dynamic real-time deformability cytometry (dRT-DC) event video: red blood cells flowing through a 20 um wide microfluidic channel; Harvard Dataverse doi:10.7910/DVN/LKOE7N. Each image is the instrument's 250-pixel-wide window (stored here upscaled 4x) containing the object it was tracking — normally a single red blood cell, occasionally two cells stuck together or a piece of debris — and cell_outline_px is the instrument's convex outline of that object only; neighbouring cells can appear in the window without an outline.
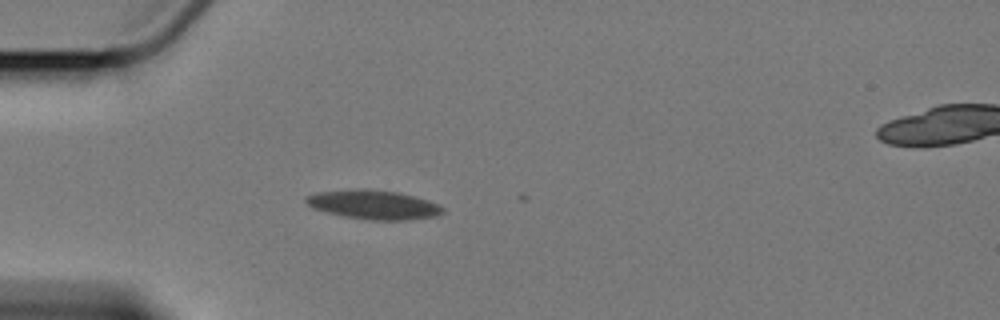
{"species": "Egyptian fruit bat (a non-hibernating species)", "species_latin": "Rousettus aegyptiacus", "temperature_condition": "cold", "stored_images_in_passage": 3, "camera_frame_rate_fps": 3000, "um_per_image_px": 0.085, "animal": {"sex": "female"}, "frame": {"image": 1, "passage_image": 2, "time_ms": 1.333, "image_size_px": [1000, 320], "cell_outline_px": [[444, 212], [436, 216], [404, 220], [368, 220], [344, 216], [312, 208], [304, 200], [308, 196], [316, 192], [400, 192], [428, 200], [440, 204], [444, 208]], "centroid_in_image_um": [31.85, 17.46], "position_along_channel_um": 53.2, "area_um2": 22.02}}